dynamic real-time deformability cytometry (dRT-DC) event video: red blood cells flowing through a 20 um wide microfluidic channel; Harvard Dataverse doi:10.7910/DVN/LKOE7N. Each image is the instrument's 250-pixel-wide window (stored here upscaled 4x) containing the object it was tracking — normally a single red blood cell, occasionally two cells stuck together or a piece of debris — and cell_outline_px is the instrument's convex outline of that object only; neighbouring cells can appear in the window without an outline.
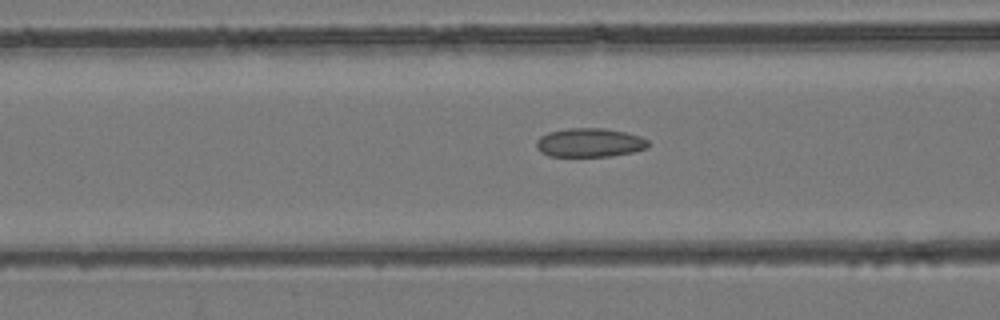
{"species": "common noctule bat (a hibernating species)", "species_latin": "Nyctalus noctula", "temperature_condition": "room temperature", "stored_images_in_passage": 47, "camera_frame_rate_fps": 3000, "um_per_image_px": 0.085, "animal": {"sex": "female", "body_mass_g": 24.6, "forearm_length_mm": 56.2}, "frame": {"image": 1, "passage_image": 18, "time_ms": 5.667, "image_size_px": [1000, 320], "cell_outline_px": [[648, 148], [632, 152], [612, 156], [548, 156], [540, 152], [536, 148], [536, 140], [540, 136], [548, 132], [568, 128], [604, 128], [624, 132], [640, 136], [648, 140]], "centroid_in_image_um": [50.09, 12.12], "position_along_channel_um": 116.5, "area_um2": 18.9}}
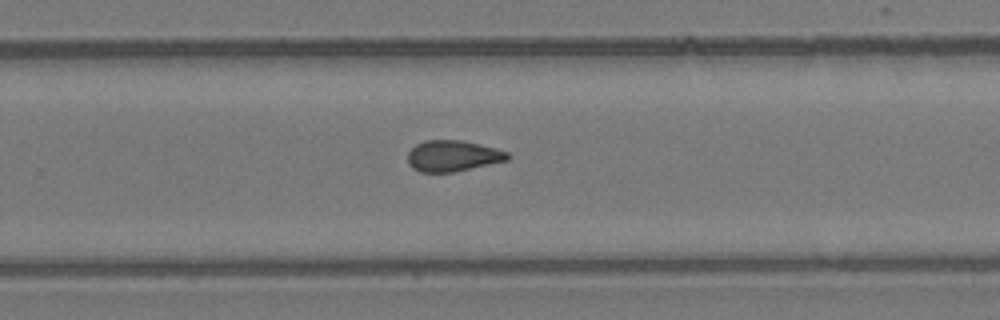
{"frame": {"image": 2, "passage_image": 30, "time_ms": 9.667, "image_size_px": [1000, 320], "cell_outline_px": [[512, 156], [508, 160], [452, 172], [420, 172], [412, 168], [408, 164], [408, 152], [416, 144], [424, 140], [460, 140], [496, 148], [508, 152]], "centroid_in_image_um": [38.48, 13.25], "position_along_channel_um": 291.3, "area_um2": 18.03}}
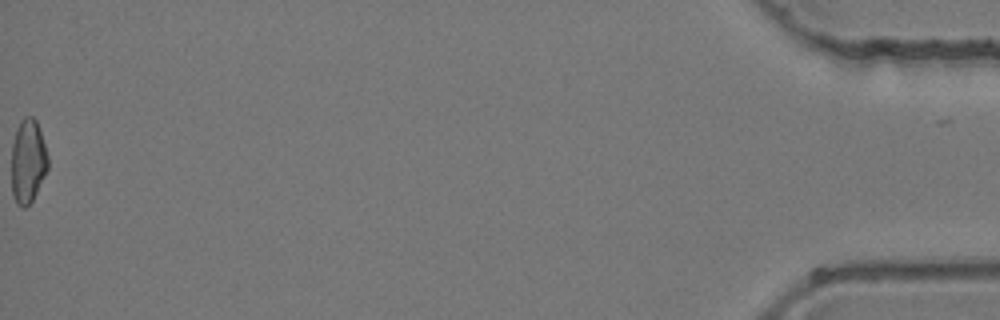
{"frame": {"image": 3, "passage_image": 47, "time_ms": 15.333, "image_size_px": [1000, 320], "cell_outline_px": [[48, 168], [32, 200], [24, 208], [20, 208], [16, 204], [12, 196], [12, 144], [16, 128], [20, 120], [24, 116], [32, 116], [36, 120], [48, 156]], "centroid_in_image_um": [2.35, 13.7], "position_along_channel_um": 432.8, "area_um2": 17.8}}